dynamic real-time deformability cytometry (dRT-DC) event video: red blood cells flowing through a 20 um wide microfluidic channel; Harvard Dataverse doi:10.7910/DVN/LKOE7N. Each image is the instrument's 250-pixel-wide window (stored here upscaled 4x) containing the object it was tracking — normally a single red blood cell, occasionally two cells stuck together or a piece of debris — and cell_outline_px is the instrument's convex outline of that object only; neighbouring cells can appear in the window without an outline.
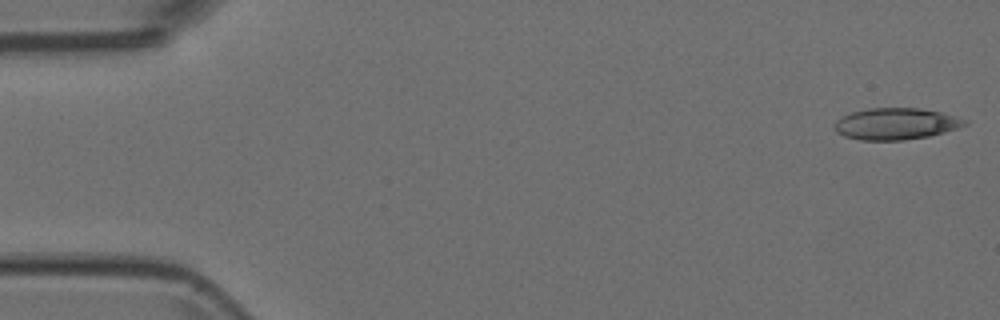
{"species": "Egyptian fruit bat (a non-hibernating species)", "species_latin": "Rousettus aegyptiacus", "temperature_condition": "room temperature", "stored_images_in_passage": 4, "camera_frame_rate_fps": 3000, "um_per_image_px": 0.085, "animal": {"sex": "female"}, "frame": {"image": 1, "passage_image": 1, "time_ms": 0.0, "image_size_px": [1000, 320], "cell_outline_px": [[968, 124], [944, 132], [928, 136], [904, 140], [860, 140], [844, 136], [836, 132], [836, 120], [852, 112], [868, 108], [916, 108], [940, 112], [968, 120]], "centroid_in_image_um": [76.15, 10.53], "position_along_channel_um": 8.8, "area_um2": 23.7}}
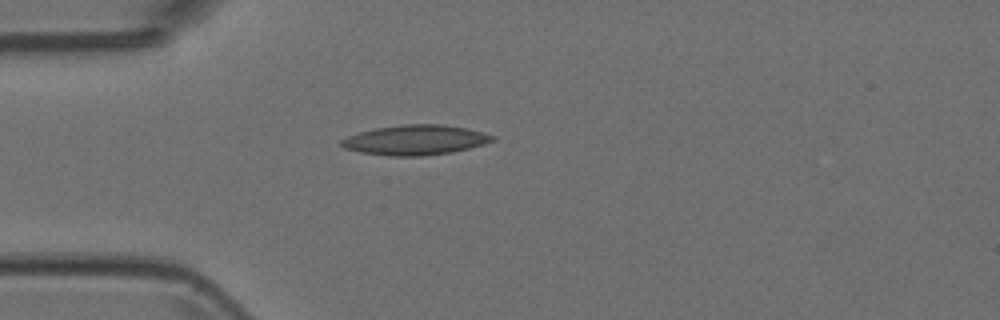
{"frame": {"image": 2, "passage_image": 4, "time_ms": 1.0, "image_size_px": [1000, 320], "cell_outline_px": [[496, 140], [484, 144], [452, 152], [424, 156], [388, 156], [360, 152], [344, 148], [340, 144], [340, 140], [348, 136], [360, 132], [376, 128], [404, 124], [440, 124], [468, 128], [484, 132], [496, 136]], "centroid_in_image_um": [35.33, 11.9], "position_along_channel_um": 49.7, "area_um2": 26.47}}